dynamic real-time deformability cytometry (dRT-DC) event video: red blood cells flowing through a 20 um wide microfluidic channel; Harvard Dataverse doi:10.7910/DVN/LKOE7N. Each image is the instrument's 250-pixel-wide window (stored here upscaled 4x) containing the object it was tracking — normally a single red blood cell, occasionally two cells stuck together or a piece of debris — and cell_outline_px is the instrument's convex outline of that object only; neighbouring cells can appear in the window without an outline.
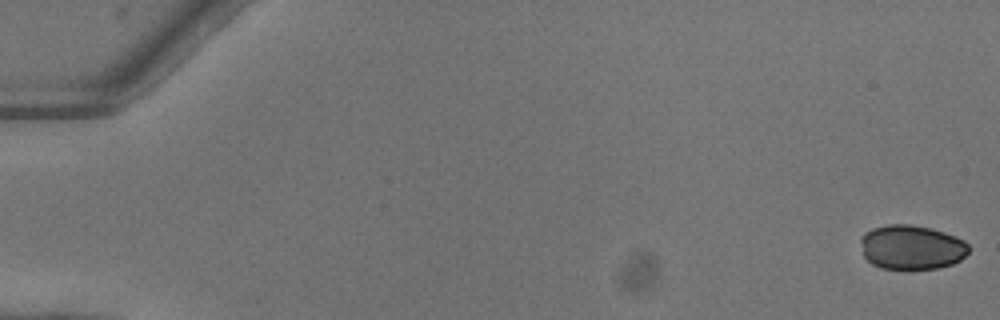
{"species": "common noctule bat (a hibernating species)", "species_latin": "Nyctalus noctula", "temperature_condition": "warm", "stored_images_in_passage": 52, "camera_frame_rate_fps": 3000, "um_per_image_px": 0.085, "animal": {"sex": "female"}, "frame": {"image": 1, "passage_image": 1, "time_ms": 0.0, "image_size_px": [1000, 320], "cell_outline_px": [[968, 252], [960, 260], [952, 264], [936, 268], [880, 268], [872, 264], [864, 256], [860, 240], [860, 236], [864, 232], [872, 228], [888, 224], [912, 224], [944, 232], [956, 236], [964, 240], [968, 244]], "centroid_in_image_um": [77.46, 21.0], "position_along_channel_um": 7.5, "area_um2": 27.92}}
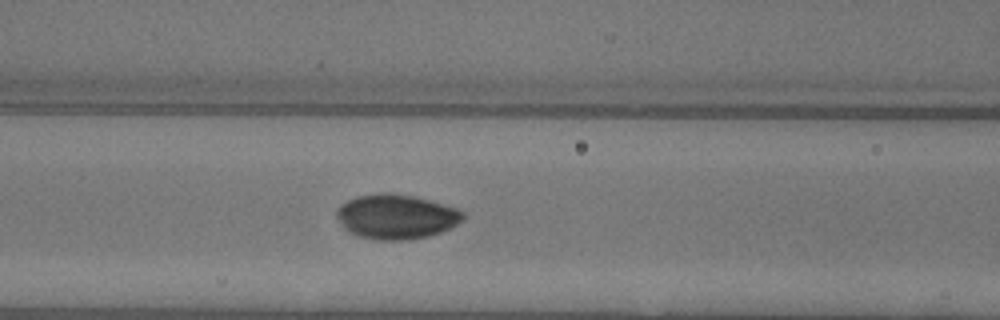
{"frame": {"image": 2, "passage_image": 23, "time_ms": 7.333, "image_size_px": [1000, 320], "cell_outline_px": [[468, 216], [464, 220], [452, 228], [428, 236], [408, 240], [376, 240], [356, 236], [348, 232], [344, 228], [336, 216], [336, 208], [340, 204], [356, 196], [384, 192], [392, 192], [412, 196], [428, 200], [456, 208], [464, 212]], "centroid_in_image_um": [33.67, 18.42], "position_along_channel_um": 132.9, "area_um2": 33.29}}
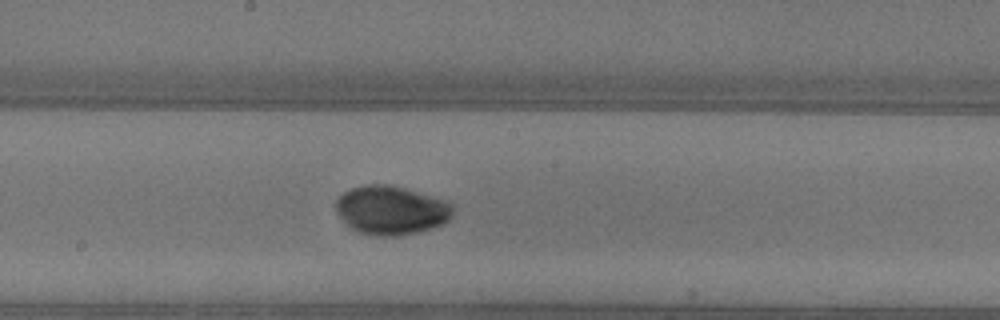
{"frame": {"image": 3, "passage_image": 29, "time_ms": 9.333, "image_size_px": [1000, 320], "cell_outline_px": [[456, 208], [452, 216], [444, 224], [420, 232], [396, 236], [372, 236], [356, 232], [348, 228], [336, 212], [336, 200], [344, 192], [352, 188], [364, 184], [388, 184], [404, 188], [432, 196], [444, 200], [452, 204]], "centroid_in_image_um": [33.24, 17.89], "position_along_channel_um": 215.0, "area_um2": 33.81}}